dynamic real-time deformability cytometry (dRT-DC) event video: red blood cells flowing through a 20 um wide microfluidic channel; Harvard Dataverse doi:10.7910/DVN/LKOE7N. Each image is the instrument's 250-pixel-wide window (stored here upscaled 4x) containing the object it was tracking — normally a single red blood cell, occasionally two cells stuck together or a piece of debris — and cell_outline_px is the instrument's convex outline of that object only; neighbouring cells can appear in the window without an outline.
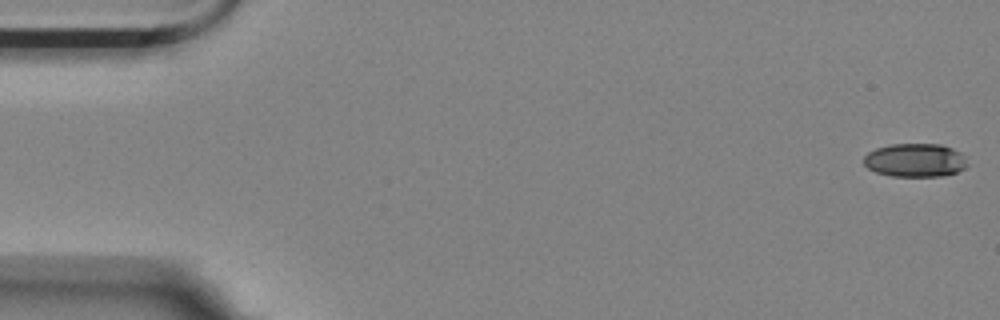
{"species": "Egyptian fruit bat (a non-hibernating species)", "species_latin": "Rousettus aegyptiacus", "temperature_condition": "room temperature", "stored_images_in_passage": 13, "camera_frame_rate_fps": 3000, "um_per_image_px": 0.085, "animal": {"sex": "female"}, "frame": {"image": 1, "passage_image": 1, "time_ms": 0.0, "image_size_px": [1000, 320], "cell_outline_px": [[968, 164], [964, 168], [956, 172], [944, 176], [892, 176], [876, 172], [868, 168], [864, 164], [864, 156], [868, 152], [876, 148], [892, 144], [940, 144], [952, 148], [960, 152], [964, 156]], "centroid_in_image_um": [77.79, 13.62], "position_along_channel_um": 7.2, "area_um2": 20.23}}